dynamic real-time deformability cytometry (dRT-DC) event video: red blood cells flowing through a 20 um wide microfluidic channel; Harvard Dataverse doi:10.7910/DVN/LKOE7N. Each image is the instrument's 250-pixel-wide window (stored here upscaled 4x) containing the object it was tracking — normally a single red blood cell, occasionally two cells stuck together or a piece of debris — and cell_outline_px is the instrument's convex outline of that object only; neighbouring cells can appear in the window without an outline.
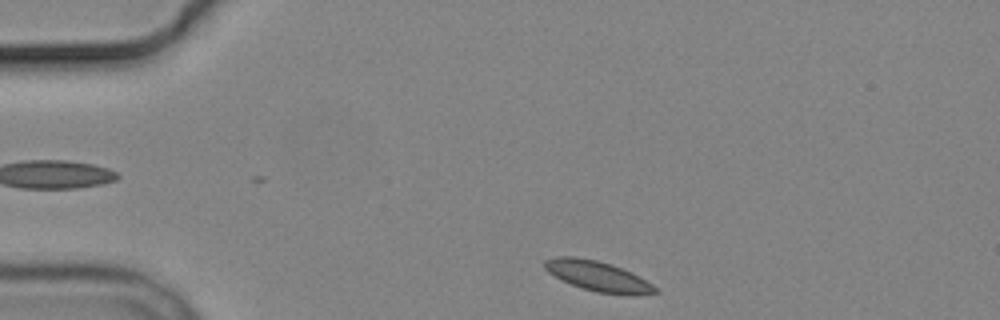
{"species": "common noctule bat (a hibernating species)", "species_latin": "Nyctalus noctula", "temperature_condition": "cold", "stored_images_in_passage": 5, "camera_frame_rate_fps": 3000, "um_per_image_px": 0.085, "animal": {"sex": "male", "body_mass_g": 19.2, "forearm_length_mm": 51.8}, "frame": {"image": 1, "passage_image": 5, "time_ms": 5.333, "image_size_px": [1000, 320], "cell_outline_px": [[660, 292], [636, 296], [628, 296], [596, 292], [580, 288], [560, 280], [548, 272], [544, 268], [544, 260], [556, 256], [576, 256], [596, 260], [612, 264], [632, 272], [640, 276], [660, 288]], "centroid_in_image_um": [50.87, 23.49], "position_along_channel_um": 34.1, "area_um2": 20.11}}